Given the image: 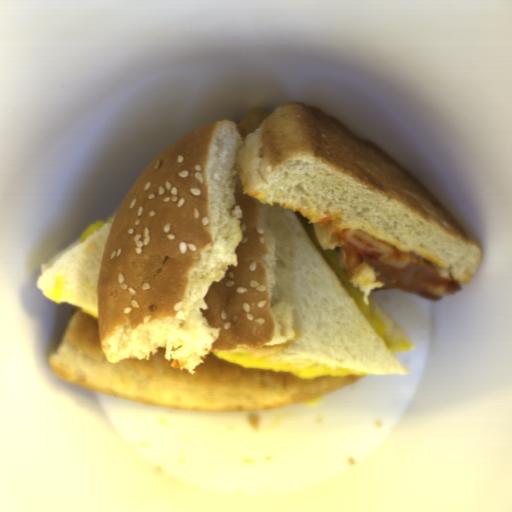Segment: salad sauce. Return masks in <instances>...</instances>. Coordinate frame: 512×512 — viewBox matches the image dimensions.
Here are the masks:
<instances>
[{
    "mask_svg": "<svg viewBox=\"0 0 512 512\" xmlns=\"http://www.w3.org/2000/svg\"><path fill=\"white\" fill-rule=\"evenodd\" d=\"M296 218L310 236L317 251L319 252L321 258L323 259L326 267L329 269V271L332 273V275L335 277L338 283L342 286V288L345 290V292L357 306L361 314L364 316V318L366 319L372 330L375 332L379 340L384 344V346L388 350L404 349L409 346H412L406 341L391 336L389 333L385 331L384 325L381 322L377 313V309L373 302L371 301V299L368 297V302L366 305L361 292L353 283L349 282L352 276L349 275L345 270L338 248H322L317 237L314 218H305L298 212H296Z\"/></svg>",
    "mask_w": 512,
    "mask_h": 512,
    "instance_id": "11859cd6",
    "label": "salad sauce"
},
{
    "mask_svg": "<svg viewBox=\"0 0 512 512\" xmlns=\"http://www.w3.org/2000/svg\"><path fill=\"white\" fill-rule=\"evenodd\" d=\"M317 240L322 249L338 248L340 238L355 242L361 247H375L377 254L386 262L400 268H406L417 260L418 256L406 253L394 245L363 232L333 225L323 219L313 218Z\"/></svg>",
    "mask_w": 512,
    "mask_h": 512,
    "instance_id": "1d5fafd9",
    "label": "salad sauce"
}]
</instances>
